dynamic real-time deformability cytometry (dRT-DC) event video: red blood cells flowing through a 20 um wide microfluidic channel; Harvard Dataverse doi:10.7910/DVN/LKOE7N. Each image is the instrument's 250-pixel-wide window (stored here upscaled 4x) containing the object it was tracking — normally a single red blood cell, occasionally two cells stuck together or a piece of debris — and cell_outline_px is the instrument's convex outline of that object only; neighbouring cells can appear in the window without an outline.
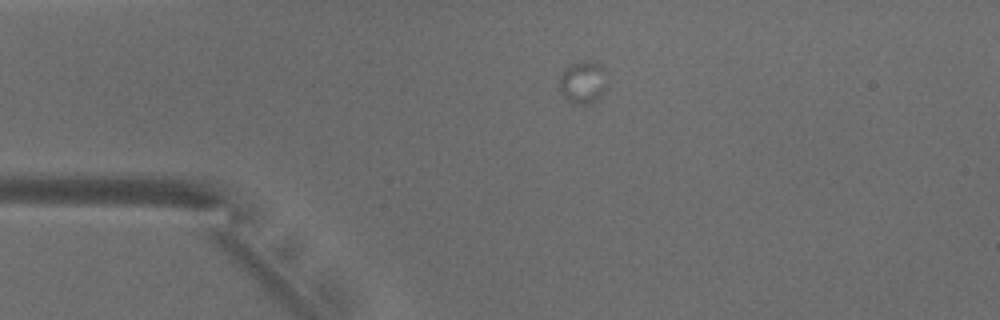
{"species": "common noctule bat (a hibernating species)", "species_latin": "Nyctalus noctula", "temperature_condition": "warm", "stored_images_in_passage": 15, "camera_frame_rate_fps": 3000, "um_per_image_px": 0.085, "animal": {"sex": "male", "body_mass_g": 18.8}, "frame": {"image": 1, "passage_image": 11, "time_ms": 3.333, "image_size_px": [1000, 320], "cell_outline_px": [[608, 88], [600, 100], [592, 104], [580, 104], [568, 100], [564, 96], [560, 88], [560, 76], [572, 64], [580, 60], [588, 60], [600, 64], [604, 72]], "centroid_in_image_um": [49.63, 7.02], "position_along_channel_um": 35.4, "area_um2": 11.91}}